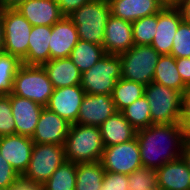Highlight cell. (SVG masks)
<instances>
[{
    "mask_svg": "<svg viewBox=\"0 0 190 190\" xmlns=\"http://www.w3.org/2000/svg\"><path fill=\"white\" fill-rule=\"evenodd\" d=\"M171 56L177 58L190 57V25L182 21L173 38Z\"/></svg>",
    "mask_w": 190,
    "mask_h": 190,
    "instance_id": "34",
    "label": "cell"
},
{
    "mask_svg": "<svg viewBox=\"0 0 190 190\" xmlns=\"http://www.w3.org/2000/svg\"><path fill=\"white\" fill-rule=\"evenodd\" d=\"M110 15L108 0H90L68 17L76 26L80 40L102 46L105 27Z\"/></svg>",
    "mask_w": 190,
    "mask_h": 190,
    "instance_id": "3",
    "label": "cell"
},
{
    "mask_svg": "<svg viewBox=\"0 0 190 190\" xmlns=\"http://www.w3.org/2000/svg\"><path fill=\"white\" fill-rule=\"evenodd\" d=\"M42 66L54 89L81 84L82 73L70 57L52 59Z\"/></svg>",
    "mask_w": 190,
    "mask_h": 190,
    "instance_id": "22",
    "label": "cell"
},
{
    "mask_svg": "<svg viewBox=\"0 0 190 190\" xmlns=\"http://www.w3.org/2000/svg\"><path fill=\"white\" fill-rule=\"evenodd\" d=\"M129 190H158L157 171L141 167L128 175Z\"/></svg>",
    "mask_w": 190,
    "mask_h": 190,
    "instance_id": "33",
    "label": "cell"
},
{
    "mask_svg": "<svg viewBox=\"0 0 190 190\" xmlns=\"http://www.w3.org/2000/svg\"><path fill=\"white\" fill-rule=\"evenodd\" d=\"M85 94L86 92L81 85L56 88L45 107L72 125L77 122L79 108Z\"/></svg>",
    "mask_w": 190,
    "mask_h": 190,
    "instance_id": "12",
    "label": "cell"
},
{
    "mask_svg": "<svg viewBox=\"0 0 190 190\" xmlns=\"http://www.w3.org/2000/svg\"><path fill=\"white\" fill-rule=\"evenodd\" d=\"M3 21V51L21 62L28 53L30 22L15 8L1 9Z\"/></svg>",
    "mask_w": 190,
    "mask_h": 190,
    "instance_id": "8",
    "label": "cell"
},
{
    "mask_svg": "<svg viewBox=\"0 0 190 190\" xmlns=\"http://www.w3.org/2000/svg\"><path fill=\"white\" fill-rule=\"evenodd\" d=\"M77 164L65 161L43 184V190H75Z\"/></svg>",
    "mask_w": 190,
    "mask_h": 190,
    "instance_id": "29",
    "label": "cell"
},
{
    "mask_svg": "<svg viewBox=\"0 0 190 190\" xmlns=\"http://www.w3.org/2000/svg\"><path fill=\"white\" fill-rule=\"evenodd\" d=\"M166 5H176L180 0H162Z\"/></svg>",
    "mask_w": 190,
    "mask_h": 190,
    "instance_id": "47",
    "label": "cell"
},
{
    "mask_svg": "<svg viewBox=\"0 0 190 190\" xmlns=\"http://www.w3.org/2000/svg\"><path fill=\"white\" fill-rule=\"evenodd\" d=\"M9 190H43V185L20 176Z\"/></svg>",
    "mask_w": 190,
    "mask_h": 190,
    "instance_id": "41",
    "label": "cell"
},
{
    "mask_svg": "<svg viewBox=\"0 0 190 190\" xmlns=\"http://www.w3.org/2000/svg\"><path fill=\"white\" fill-rule=\"evenodd\" d=\"M100 190H129L128 175L105 171Z\"/></svg>",
    "mask_w": 190,
    "mask_h": 190,
    "instance_id": "36",
    "label": "cell"
},
{
    "mask_svg": "<svg viewBox=\"0 0 190 190\" xmlns=\"http://www.w3.org/2000/svg\"><path fill=\"white\" fill-rule=\"evenodd\" d=\"M63 16H69L90 0H55Z\"/></svg>",
    "mask_w": 190,
    "mask_h": 190,
    "instance_id": "38",
    "label": "cell"
},
{
    "mask_svg": "<svg viewBox=\"0 0 190 190\" xmlns=\"http://www.w3.org/2000/svg\"><path fill=\"white\" fill-rule=\"evenodd\" d=\"M176 6L181 11L183 21L190 25V0H180Z\"/></svg>",
    "mask_w": 190,
    "mask_h": 190,
    "instance_id": "42",
    "label": "cell"
},
{
    "mask_svg": "<svg viewBox=\"0 0 190 190\" xmlns=\"http://www.w3.org/2000/svg\"><path fill=\"white\" fill-rule=\"evenodd\" d=\"M181 157L190 170V146L183 145Z\"/></svg>",
    "mask_w": 190,
    "mask_h": 190,
    "instance_id": "44",
    "label": "cell"
},
{
    "mask_svg": "<svg viewBox=\"0 0 190 190\" xmlns=\"http://www.w3.org/2000/svg\"><path fill=\"white\" fill-rule=\"evenodd\" d=\"M70 126L65 119L44 107L31 139L37 144L64 145Z\"/></svg>",
    "mask_w": 190,
    "mask_h": 190,
    "instance_id": "14",
    "label": "cell"
},
{
    "mask_svg": "<svg viewBox=\"0 0 190 190\" xmlns=\"http://www.w3.org/2000/svg\"><path fill=\"white\" fill-rule=\"evenodd\" d=\"M107 172L131 174L142 167L137 138L118 145L104 147L100 160Z\"/></svg>",
    "mask_w": 190,
    "mask_h": 190,
    "instance_id": "10",
    "label": "cell"
},
{
    "mask_svg": "<svg viewBox=\"0 0 190 190\" xmlns=\"http://www.w3.org/2000/svg\"><path fill=\"white\" fill-rule=\"evenodd\" d=\"M16 134L10 94L0 95V137Z\"/></svg>",
    "mask_w": 190,
    "mask_h": 190,
    "instance_id": "35",
    "label": "cell"
},
{
    "mask_svg": "<svg viewBox=\"0 0 190 190\" xmlns=\"http://www.w3.org/2000/svg\"><path fill=\"white\" fill-rule=\"evenodd\" d=\"M66 161L73 163H93L101 160L104 144L97 126L72 124L65 144Z\"/></svg>",
    "mask_w": 190,
    "mask_h": 190,
    "instance_id": "2",
    "label": "cell"
},
{
    "mask_svg": "<svg viewBox=\"0 0 190 190\" xmlns=\"http://www.w3.org/2000/svg\"><path fill=\"white\" fill-rule=\"evenodd\" d=\"M184 145L190 146V122L183 127Z\"/></svg>",
    "mask_w": 190,
    "mask_h": 190,
    "instance_id": "45",
    "label": "cell"
},
{
    "mask_svg": "<svg viewBox=\"0 0 190 190\" xmlns=\"http://www.w3.org/2000/svg\"><path fill=\"white\" fill-rule=\"evenodd\" d=\"M161 55L151 45H135L119 54L121 78L144 86L153 82L158 59Z\"/></svg>",
    "mask_w": 190,
    "mask_h": 190,
    "instance_id": "5",
    "label": "cell"
},
{
    "mask_svg": "<svg viewBox=\"0 0 190 190\" xmlns=\"http://www.w3.org/2000/svg\"><path fill=\"white\" fill-rule=\"evenodd\" d=\"M176 67L183 82L190 86V57L177 58Z\"/></svg>",
    "mask_w": 190,
    "mask_h": 190,
    "instance_id": "39",
    "label": "cell"
},
{
    "mask_svg": "<svg viewBox=\"0 0 190 190\" xmlns=\"http://www.w3.org/2000/svg\"><path fill=\"white\" fill-rule=\"evenodd\" d=\"M26 0H0V9L16 8L20 3Z\"/></svg>",
    "mask_w": 190,
    "mask_h": 190,
    "instance_id": "43",
    "label": "cell"
},
{
    "mask_svg": "<svg viewBox=\"0 0 190 190\" xmlns=\"http://www.w3.org/2000/svg\"><path fill=\"white\" fill-rule=\"evenodd\" d=\"M143 167L158 169L181 157L184 145L183 127L176 124H152L137 131Z\"/></svg>",
    "mask_w": 190,
    "mask_h": 190,
    "instance_id": "1",
    "label": "cell"
},
{
    "mask_svg": "<svg viewBox=\"0 0 190 190\" xmlns=\"http://www.w3.org/2000/svg\"><path fill=\"white\" fill-rule=\"evenodd\" d=\"M111 15L134 22L158 13L166 4L162 0H108Z\"/></svg>",
    "mask_w": 190,
    "mask_h": 190,
    "instance_id": "20",
    "label": "cell"
},
{
    "mask_svg": "<svg viewBox=\"0 0 190 190\" xmlns=\"http://www.w3.org/2000/svg\"><path fill=\"white\" fill-rule=\"evenodd\" d=\"M158 190H190V170L182 157L156 169Z\"/></svg>",
    "mask_w": 190,
    "mask_h": 190,
    "instance_id": "21",
    "label": "cell"
},
{
    "mask_svg": "<svg viewBox=\"0 0 190 190\" xmlns=\"http://www.w3.org/2000/svg\"><path fill=\"white\" fill-rule=\"evenodd\" d=\"M190 122V86L185 90L182 96V110L180 125L184 127Z\"/></svg>",
    "mask_w": 190,
    "mask_h": 190,
    "instance_id": "40",
    "label": "cell"
},
{
    "mask_svg": "<svg viewBox=\"0 0 190 190\" xmlns=\"http://www.w3.org/2000/svg\"><path fill=\"white\" fill-rule=\"evenodd\" d=\"M53 91L54 87L43 66L21 64L14 78L13 95L45 107Z\"/></svg>",
    "mask_w": 190,
    "mask_h": 190,
    "instance_id": "6",
    "label": "cell"
},
{
    "mask_svg": "<svg viewBox=\"0 0 190 190\" xmlns=\"http://www.w3.org/2000/svg\"><path fill=\"white\" fill-rule=\"evenodd\" d=\"M21 64L16 56L0 52V95L12 93L14 78Z\"/></svg>",
    "mask_w": 190,
    "mask_h": 190,
    "instance_id": "31",
    "label": "cell"
},
{
    "mask_svg": "<svg viewBox=\"0 0 190 190\" xmlns=\"http://www.w3.org/2000/svg\"><path fill=\"white\" fill-rule=\"evenodd\" d=\"M144 96L149 103L152 124L180 123L183 96L181 92L152 82L145 86Z\"/></svg>",
    "mask_w": 190,
    "mask_h": 190,
    "instance_id": "4",
    "label": "cell"
},
{
    "mask_svg": "<svg viewBox=\"0 0 190 190\" xmlns=\"http://www.w3.org/2000/svg\"><path fill=\"white\" fill-rule=\"evenodd\" d=\"M182 21L181 11L176 5H165L157 13L156 34L151 46L160 55H170L173 47V38Z\"/></svg>",
    "mask_w": 190,
    "mask_h": 190,
    "instance_id": "11",
    "label": "cell"
},
{
    "mask_svg": "<svg viewBox=\"0 0 190 190\" xmlns=\"http://www.w3.org/2000/svg\"><path fill=\"white\" fill-rule=\"evenodd\" d=\"M102 46L106 54L119 55L134 46L132 22L110 15L105 27Z\"/></svg>",
    "mask_w": 190,
    "mask_h": 190,
    "instance_id": "17",
    "label": "cell"
},
{
    "mask_svg": "<svg viewBox=\"0 0 190 190\" xmlns=\"http://www.w3.org/2000/svg\"><path fill=\"white\" fill-rule=\"evenodd\" d=\"M105 170L100 161L78 163L75 190H100Z\"/></svg>",
    "mask_w": 190,
    "mask_h": 190,
    "instance_id": "27",
    "label": "cell"
},
{
    "mask_svg": "<svg viewBox=\"0 0 190 190\" xmlns=\"http://www.w3.org/2000/svg\"><path fill=\"white\" fill-rule=\"evenodd\" d=\"M19 177L16 170L0 154V188L9 190Z\"/></svg>",
    "mask_w": 190,
    "mask_h": 190,
    "instance_id": "37",
    "label": "cell"
},
{
    "mask_svg": "<svg viewBox=\"0 0 190 190\" xmlns=\"http://www.w3.org/2000/svg\"><path fill=\"white\" fill-rule=\"evenodd\" d=\"M34 142L30 137L13 134L0 137V154L22 176L28 168Z\"/></svg>",
    "mask_w": 190,
    "mask_h": 190,
    "instance_id": "15",
    "label": "cell"
},
{
    "mask_svg": "<svg viewBox=\"0 0 190 190\" xmlns=\"http://www.w3.org/2000/svg\"><path fill=\"white\" fill-rule=\"evenodd\" d=\"M32 26H52L59 21L63 15L55 0H26L16 8Z\"/></svg>",
    "mask_w": 190,
    "mask_h": 190,
    "instance_id": "19",
    "label": "cell"
},
{
    "mask_svg": "<svg viewBox=\"0 0 190 190\" xmlns=\"http://www.w3.org/2000/svg\"><path fill=\"white\" fill-rule=\"evenodd\" d=\"M79 40L77 28L68 16H63L52 25L49 42L50 60L70 57Z\"/></svg>",
    "mask_w": 190,
    "mask_h": 190,
    "instance_id": "18",
    "label": "cell"
},
{
    "mask_svg": "<svg viewBox=\"0 0 190 190\" xmlns=\"http://www.w3.org/2000/svg\"><path fill=\"white\" fill-rule=\"evenodd\" d=\"M104 147L118 145L136 138L137 130L125 119L121 112H116L100 126Z\"/></svg>",
    "mask_w": 190,
    "mask_h": 190,
    "instance_id": "24",
    "label": "cell"
},
{
    "mask_svg": "<svg viewBox=\"0 0 190 190\" xmlns=\"http://www.w3.org/2000/svg\"><path fill=\"white\" fill-rule=\"evenodd\" d=\"M106 52L104 47L92 42L78 40L70 54V59L81 73L90 69Z\"/></svg>",
    "mask_w": 190,
    "mask_h": 190,
    "instance_id": "26",
    "label": "cell"
},
{
    "mask_svg": "<svg viewBox=\"0 0 190 190\" xmlns=\"http://www.w3.org/2000/svg\"><path fill=\"white\" fill-rule=\"evenodd\" d=\"M116 112L111 95L86 93L79 108L76 123L99 127Z\"/></svg>",
    "mask_w": 190,
    "mask_h": 190,
    "instance_id": "13",
    "label": "cell"
},
{
    "mask_svg": "<svg viewBox=\"0 0 190 190\" xmlns=\"http://www.w3.org/2000/svg\"><path fill=\"white\" fill-rule=\"evenodd\" d=\"M52 26H33L29 35L28 53L22 61L26 65L42 66L50 60L49 42Z\"/></svg>",
    "mask_w": 190,
    "mask_h": 190,
    "instance_id": "23",
    "label": "cell"
},
{
    "mask_svg": "<svg viewBox=\"0 0 190 190\" xmlns=\"http://www.w3.org/2000/svg\"><path fill=\"white\" fill-rule=\"evenodd\" d=\"M153 82L177 90L182 94L188 88L177 70L176 58L171 55H161L159 57Z\"/></svg>",
    "mask_w": 190,
    "mask_h": 190,
    "instance_id": "25",
    "label": "cell"
},
{
    "mask_svg": "<svg viewBox=\"0 0 190 190\" xmlns=\"http://www.w3.org/2000/svg\"><path fill=\"white\" fill-rule=\"evenodd\" d=\"M157 27V13L132 22L135 45H151Z\"/></svg>",
    "mask_w": 190,
    "mask_h": 190,
    "instance_id": "32",
    "label": "cell"
},
{
    "mask_svg": "<svg viewBox=\"0 0 190 190\" xmlns=\"http://www.w3.org/2000/svg\"><path fill=\"white\" fill-rule=\"evenodd\" d=\"M3 51V21H2V14L0 9V52Z\"/></svg>",
    "mask_w": 190,
    "mask_h": 190,
    "instance_id": "46",
    "label": "cell"
},
{
    "mask_svg": "<svg viewBox=\"0 0 190 190\" xmlns=\"http://www.w3.org/2000/svg\"><path fill=\"white\" fill-rule=\"evenodd\" d=\"M145 86L141 83L120 78L113 88L112 98L117 112H121L144 95Z\"/></svg>",
    "mask_w": 190,
    "mask_h": 190,
    "instance_id": "28",
    "label": "cell"
},
{
    "mask_svg": "<svg viewBox=\"0 0 190 190\" xmlns=\"http://www.w3.org/2000/svg\"><path fill=\"white\" fill-rule=\"evenodd\" d=\"M10 103L16 134L32 138L44 106L12 93Z\"/></svg>",
    "mask_w": 190,
    "mask_h": 190,
    "instance_id": "16",
    "label": "cell"
},
{
    "mask_svg": "<svg viewBox=\"0 0 190 190\" xmlns=\"http://www.w3.org/2000/svg\"><path fill=\"white\" fill-rule=\"evenodd\" d=\"M121 78L119 55L106 54L81 75V87L87 94L112 95L116 81Z\"/></svg>",
    "mask_w": 190,
    "mask_h": 190,
    "instance_id": "7",
    "label": "cell"
},
{
    "mask_svg": "<svg viewBox=\"0 0 190 190\" xmlns=\"http://www.w3.org/2000/svg\"><path fill=\"white\" fill-rule=\"evenodd\" d=\"M65 161L64 145L34 143L28 168L22 177L43 185Z\"/></svg>",
    "mask_w": 190,
    "mask_h": 190,
    "instance_id": "9",
    "label": "cell"
},
{
    "mask_svg": "<svg viewBox=\"0 0 190 190\" xmlns=\"http://www.w3.org/2000/svg\"><path fill=\"white\" fill-rule=\"evenodd\" d=\"M121 113L137 131L152 125L149 103L144 95L124 108Z\"/></svg>",
    "mask_w": 190,
    "mask_h": 190,
    "instance_id": "30",
    "label": "cell"
}]
</instances>
